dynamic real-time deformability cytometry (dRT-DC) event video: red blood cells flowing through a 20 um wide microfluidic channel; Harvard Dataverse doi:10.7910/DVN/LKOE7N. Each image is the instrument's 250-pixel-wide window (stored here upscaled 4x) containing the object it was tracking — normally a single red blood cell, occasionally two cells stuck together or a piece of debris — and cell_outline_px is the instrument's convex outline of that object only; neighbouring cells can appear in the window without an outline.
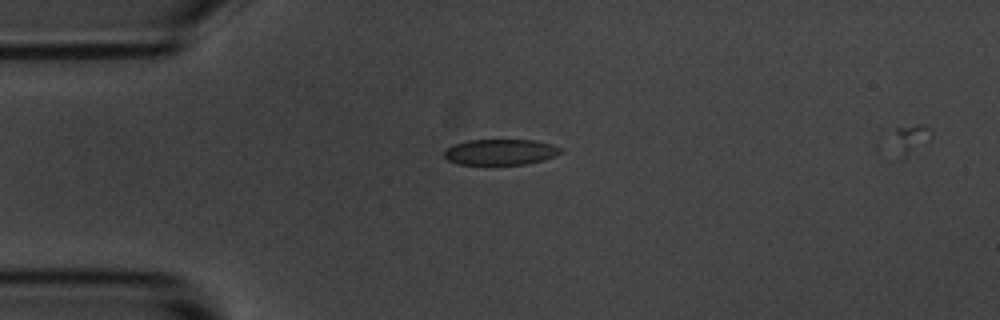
{"species": "common noctule bat (a hibernating species)", "species_latin": "Nyctalus noctula", "temperature_condition": "room temperature", "stored_images_in_passage": 3, "camera_frame_rate_fps": 3000, "um_per_image_px": 0.085, "animal": {"sex": "male", "body_mass_g": 20.1, "forearm_length_mm": 53.5}, "frame": {"image": 1, "passage_image": 1, "time_ms": 0.0, "image_size_px": [1000, 320], "cell_outline_px": [[564, 152], [556, 156], [544, 160], [524, 164], [456, 164], [448, 160], [444, 156], [444, 152], [452, 144], [468, 140], [536, 140], [552, 144], [564, 148]], "centroid_in_image_um": [42.59, 12.91], "position_along_channel_um": 42.4, "area_um2": 17.69}}